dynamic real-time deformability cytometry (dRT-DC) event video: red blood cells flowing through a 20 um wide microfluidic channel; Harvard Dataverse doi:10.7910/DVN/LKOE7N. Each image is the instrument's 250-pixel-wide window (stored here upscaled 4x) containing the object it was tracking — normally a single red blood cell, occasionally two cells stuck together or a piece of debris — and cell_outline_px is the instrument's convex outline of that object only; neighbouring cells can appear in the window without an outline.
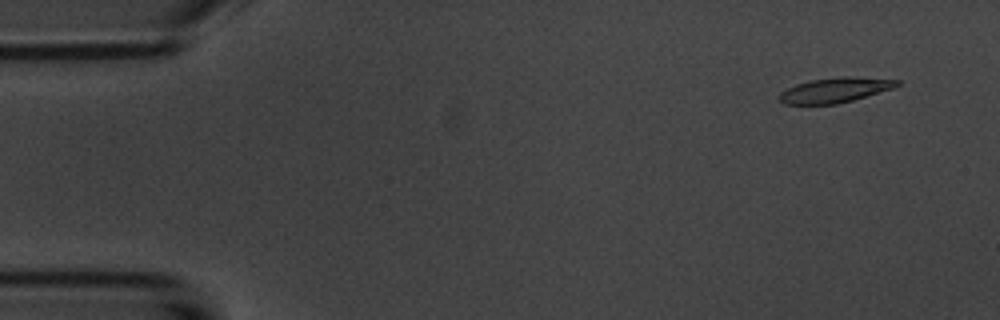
{"species": "common noctule bat (a hibernating species)", "species_latin": "Nyctalus noctula", "temperature_condition": "room temperature", "stored_images_in_passage": 15, "camera_frame_rate_fps": 3000, "um_per_image_px": 0.085, "animal": {"sex": "male", "body_mass_g": 20.1, "forearm_length_mm": 53.5}, "frame": {"image": 1, "passage_image": 1, "time_ms": 0.0, "image_size_px": [1000, 320], "cell_outline_px": [[900, 84], [892, 88], [852, 100], [836, 104], [784, 104], [780, 100], [780, 92], [796, 84], [812, 80], [840, 76], [848, 76], [900, 80]], "centroid_in_image_um": [70.96, 7.65], "position_along_channel_um": 14.0, "area_um2": 16.82}}
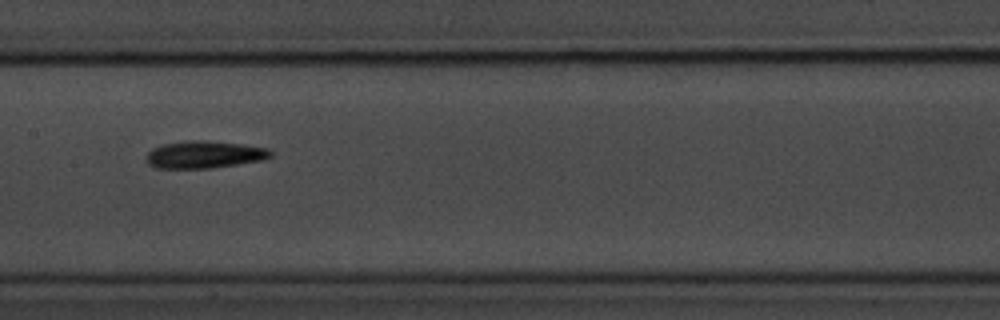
{"frame": {"image": 2, "passage_image": 7, "time_ms": 7.667, "image_size_px": [1000, 320], "cell_outline_px": [[272, 156], [264, 160], [212, 168], [156, 168], [148, 164], [144, 156], [152, 148], [164, 144], [192, 140], [204, 140], [240, 144], [268, 148], [272, 152]], "centroid_in_image_um": [17.36, 13.14], "position_along_channel_um": 190.0, "area_um2": 19.83}}
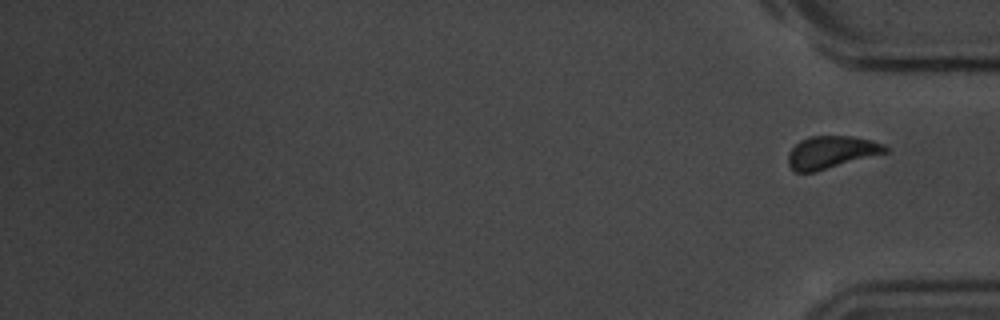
{"frame": {"image": 3, "passage_image": 15, "time_ms": 17.667, "image_size_px": [1000, 320], "cell_outline_px": [[888, 152], [816, 172], [792, 172], [788, 164], [788, 152], [800, 140], [808, 136], [852, 136], [872, 140], [884, 144], [888, 148]], "centroid_in_image_um": [70.64, 12.94], "position_along_channel_um": 364.6, "area_um2": 18.61}, "authors_computed_cell_mechanics": {"area_um2": 18.207, "velocity_mm_per_s": 3.6649, "shape_relaxation_time_tau1_ms": 9.0134, "shape_relaxation_time_tau2_ms": null, "deformation_change_tau1": 0.1831, "deformation_change_tau2": null}}